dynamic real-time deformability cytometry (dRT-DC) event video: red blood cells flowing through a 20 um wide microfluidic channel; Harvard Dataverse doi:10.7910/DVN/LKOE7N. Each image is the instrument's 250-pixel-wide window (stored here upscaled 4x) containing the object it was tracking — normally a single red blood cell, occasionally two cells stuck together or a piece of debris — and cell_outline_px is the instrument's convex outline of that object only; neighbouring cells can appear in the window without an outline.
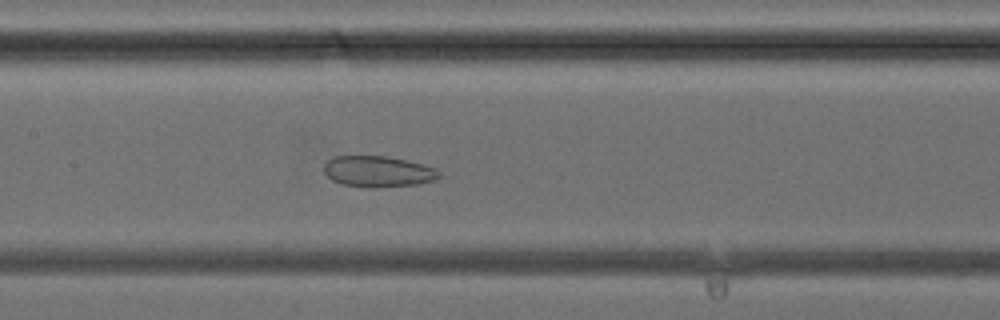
{"species": "common noctule bat (a hibernating species)", "species_latin": "Nyctalus noctula", "temperature_condition": "cold", "stored_images_in_passage": 39, "camera_frame_rate_fps": 3000, "um_per_image_px": 0.085, "animal": {"sex": "female", "body_mass_g": 24.6, "forearm_length_mm": 56.2}, "frame": {"image": 1, "passage_image": 19, "time_ms": 6.0, "image_size_px": [1000, 320], "cell_outline_px": [[440, 176], [436, 180], [416, 184], [372, 188], [364, 188], [344, 184], [332, 180], [324, 172], [324, 164], [328, 160], [336, 156], [388, 156], [408, 160], [424, 164], [436, 168], [440, 172]], "centroid_in_image_um": [32.16, 14.57], "position_along_channel_um": 175.2, "area_um2": 20.98}}
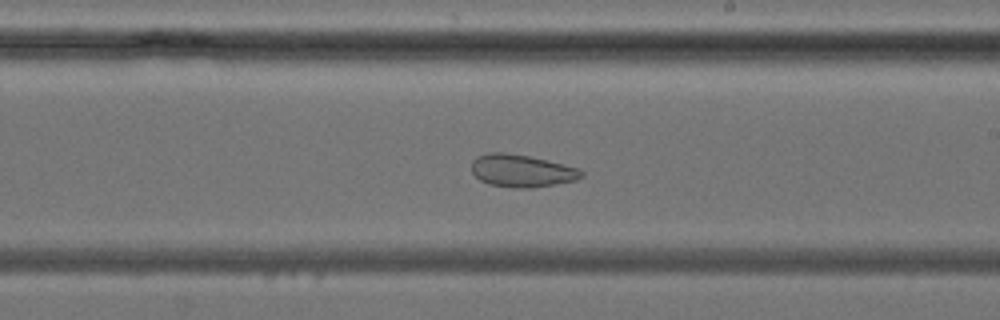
{"frame": {"image": 2, "passage_image": 23, "time_ms": 7.333, "image_size_px": [1000, 320], "cell_outline_px": [[584, 176], [576, 180], [532, 188], [512, 188], [488, 184], [480, 180], [472, 172], [472, 160], [476, 156], [488, 152], [504, 152], [528, 156], [580, 168], [584, 172]], "centroid_in_image_um": [44.33, 14.52], "position_along_channel_um": 244.7, "area_um2": 20.92}}
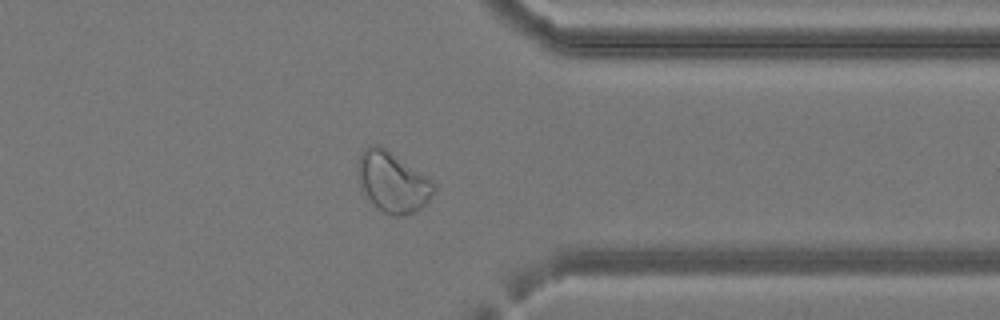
{"frame": {"image": 3, "passage_image": 31, "time_ms": 10.0, "image_size_px": [1000, 320], "cell_outline_px": [[436, 192], [420, 208], [404, 216], [396, 216], [384, 212], [360, 188], [360, 152], [368, 144], [376, 144], [384, 148], [432, 180], [436, 184]], "centroid_in_image_um": [33.41, 15.47], "position_along_channel_um": 378.0, "area_um2": 25.89}}